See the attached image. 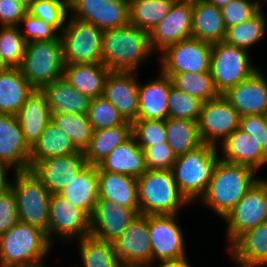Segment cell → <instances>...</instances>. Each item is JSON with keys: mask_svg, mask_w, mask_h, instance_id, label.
Here are the masks:
<instances>
[{"mask_svg": "<svg viewBox=\"0 0 267 267\" xmlns=\"http://www.w3.org/2000/svg\"><path fill=\"white\" fill-rule=\"evenodd\" d=\"M153 52L149 31L131 23L103 31L102 63L110 71L137 72Z\"/></svg>", "mask_w": 267, "mask_h": 267, "instance_id": "obj_1", "label": "cell"}, {"mask_svg": "<svg viewBox=\"0 0 267 267\" xmlns=\"http://www.w3.org/2000/svg\"><path fill=\"white\" fill-rule=\"evenodd\" d=\"M255 173L256 170L249 166L219 158L208 188L199 201L224 218L259 179L255 178Z\"/></svg>", "mask_w": 267, "mask_h": 267, "instance_id": "obj_2", "label": "cell"}, {"mask_svg": "<svg viewBox=\"0 0 267 267\" xmlns=\"http://www.w3.org/2000/svg\"><path fill=\"white\" fill-rule=\"evenodd\" d=\"M52 244L45 231L19 221L0 235V267L42 266Z\"/></svg>", "mask_w": 267, "mask_h": 267, "instance_id": "obj_3", "label": "cell"}, {"mask_svg": "<svg viewBox=\"0 0 267 267\" xmlns=\"http://www.w3.org/2000/svg\"><path fill=\"white\" fill-rule=\"evenodd\" d=\"M218 152V147L202 144L193 151L177 156L171 170L180 193L190 204L205 194L221 157Z\"/></svg>", "mask_w": 267, "mask_h": 267, "instance_id": "obj_4", "label": "cell"}, {"mask_svg": "<svg viewBox=\"0 0 267 267\" xmlns=\"http://www.w3.org/2000/svg\"><path fill=\"white\" fill-rule=\"evenodd\" d=\"M137 186L141 215H178L179 208L190 204L180 193L172 170H147L137 178Z\"/></svg>", "mask_w": 267, "mask_h": 267, "instance_id": "obj_5", "label": "cell"}, {"mask_svg": "<svg viewBox=\"0 0 267 267\" xmlns=\"http://www.w3.org/2000/svg\"><path fill=\"white\" fill-rule=\"evenodd\" d=\"M10 188L15 194L19 220L48 232L51 193L30 170L15 171Z\"/></svg>", "mask_w": 267, "mask_h": 267, "instance_id": "obj_6", "label": "cell"}, {"mask_svg": "<svg viewBox=\"0 0 267 267\" xmlns=\"http://www.w3.org/2000/svg\"><path fill=\"white\" fill-rule=\"evenodd\" d=\"M19 69L35 90L63 77L64 62L61 38L27 43Z\"/></svg>", "mask_w": 267, "mask_h": 267, "instance_id": "obj_7", "label": "cell"}, {"mask_svg": "<svg viewBox=\"0 0 267 267\" xmlns=\"http://www.w3.org/2000/svg\"><path fill=\"white\" fill-rule=\"evenodd\" d=\"M67 20L60 33L64 65L102 63L103 31L70 16Z\"/></svg>", "mask_w": 267, "mask_h": 267, "instance_id": "obj_8", "label": "cell"}, {"mask_svg": "<svg viewBox=\"0 0 267 267\" xmlns=\"http://www.w3.org/2000/svg\"><path fill=\"white\" fill-rule=\"evenodd\" d=\"M250 59L247 50L226 44L224 41L212 45L210 72L220 95L245 81L259 69Z\"/></svg>", "mask_w": 267, "mask_h": 267, "instance_id": "obj_9", "label": "cell"}, {"mask_svg": "<svg viewBox=\"0 0 267 267\" xmlns=\"http://www.w3.org/2000/svg\"><path fill=\"white\" fill-rule=\"evenodd\" d=\"M223 219L228 222V247L247 230L267 222V179H258Z\"/></svg>", "mask_w": 267, "mask_h": 267, "instance_id": "obj_10", "label": "cell"}, {"mask_svg": "<svg viewBox=\"0 0 267 267\" xmlns=\"http://www.w3.org/2000/svg\"><path fill=\"white\" fill-rule=\"evenodd\" d=\"M212 45L192 37L170 45L161 52L160 70L170 78L182 72H210Z\"/></svg>", "mask_w": 267, "mask_h": 267, "instance_id": "obj_11", "label": "cell"}, {"mask_svg": "<svg viewBox=\"0 0 267 267\" xmlns=\"http://www.w3.org/2000/svg\"><path fill=\"white\" fill-rule=\"evenodd\" d=\"M46 234L51 243L55 236L68 242L74 241L75 238L78 240L90 236L91 216L62 195L51 194Z\"/></svg>", "mask_w": 267, "mask_h": 267, "instance_id": "obj_12", "label": "cell"}, {"mask_svg": "<svg viewBox=\"0 0 267 267\" xmlns=\"http://www.w3.org/2000/svg\"><path fill=\"white\" fill-rule=\"evenodd\" d=\"M175 215H149L152 264L187 260L184 234Z\"/></svg>", "mask_w": 267, "mask_h": 267, "instance_id": "obj_13", "label": "cell"}, {"mask_svg": "<svg viewBox=\"0 0 267 267\" xmlns=\"http://www.w3.org/2000/svg\"><path fill=\"white\" fill-rule=\"evenodd\" d=\"M239 121L238 111L222 95L202 103L198 119L202 142L219 148L218 144L238 129Z\"/></svg>", "mask_w": 267, "mask_h": 267, "instance_id": "obj_14", "label": "cell"}, {"mask_svg": "<svg viewBox=\"0 0 267 267\" xmlns=\"http://www.w3.org/2000/svg\"><path fill=\"white\" fill-rule=\"evenodd\" d=\"M70 17L91 23L102 31L129 23V0H69Z\"/></svg>", "mask_w": 267, "mask_h": 267, "instance_id": "obj_15", "label": "cell"}, {"mask_svg": "<svg viewBox=\"0 0 267 267\" xmlns=\"http://www.w3.org/2000/svg\"><path fill=\"white\" fill-rule=\"evenodd\" d=\"M192 21L193 3L176 0L167 16L149 32L154 53L160 50L161 54L168 46L191 38Z\"/></svg>", "mask_w": 267, "mask_h": 267, "instance_id": "obj_16", "label": "cell"}, {"mask_svg": "<svg viewBox=\"0 0 267 267\" xmlns=\"http://www.w3.org/2000/svg\"><path fill=\"white\" fill-rule=\"evenodd\" d=\"M139 214L140 208L123 207L110 200L98 198L91 216V235L113 242Z\"/></svg>", "mask_w": 267, "mask_h": 267, "instance_id": "obj_17", "label": "cell"}, {"mask_svg": "<svg viewBox=\"0 0 267 267\" xmlns=\"http://www.w3.org/2000/svg\"><path fill=\"white\" fill-rule=\"evenodd\" d=\"M83 152L38 161L31 170L51 194H59L87 166Z\"/></svg>", "mask_w": 267, "mask_h": 267, "instance_id": "obj_18", "label": "cell"}, {"mask_svg": "<svg viewBox=\"0 0 267 267\" xmlns=\"http://www.w3.org/2000/svg\"><path fill=\"white\" fill-rule=\"evenodd\" d=\"M31 147L16 115L0 114V165L15 171L30 170Z\"/></svg>", "mask_w": 267, "mask_h": 267, "instance_id": "obj_19", "label": "cell"}, {"mask_svg": "<svg viewBox=\"0 0 267 267\" xmlns=\"http://www.w3.org/2000/svg\"><path fill=\"white\" fill-rule=\"evenodd\" d=\"M113 246L121 262L152 264L149 215L139 214L113 241Z\"/></svg>", "mask_w": 267, "mask_h": 267, "instance_id": "obj_20", "label": "cell"}, {"mask_svg": "<svg viewBox=\"0 0 267 267\" xmlns=\"http://www.w3.org/2000/svg\"><path fill=\"white\" fill-rule=\"evenodd\" d=\"M136 72L110 71L104 87L107 100L128 122L137 120L139 110V81Z\"/></svg>", "mask_w": 267, "mask_h": 267, "instance_id": "obj_21", "label": "cell"}, {"mask_svg": "<svg viewBox=\"0 0 267 267\" xmlns=\"http://www.w3.org/2000/svg\"><path fill=\"white\" fill-rule=\"evenodd\" d=\"M222 96L240 116L263 115L267 110V77L258 69L245 81L229 88Z\"/></svg>", "mask_w": 267, "mask_h": 267, "instance_id": "obj_22", "label": "cell"}, {"mask_svg": "<svg viewBox=\"0 0 267 267\" xmlns=\"http://www.w3.org/2000/svg\"><path fill=\"white\" fill-rule=\"evenodd\" d=\"M159 76L149 83L139 82V110L137 120H167L168 99L172 79L161 70Z\"/></svg>", "mask_w": 267, "mask_h": 267, "instance_id": "obj_23", "label": "cell"}, {"mask_svg": "<svg viewBox=\"0 0 267 267\" xmlns=\"http://www.w3.org/2000/svg\"><path fill=\"white\" fill-rule=\"evenodd\" d=\"M227 249L236 266H267V222L241 234Z\"/></svg>", "mask_w": 267, "mask_h": 267, "instance_id": "obj_24", "label": "cell"}, {"mask_svg": "<svg viewBox=\"0 0 267 267\" xmlns=\"http://www.w3.org/2000/svg\"><path fill=\"white\" fill-rule=\"evenodd\" d=\"M97 167L100 170L140 177L147 171L144 150L131 135L126 141L115 147Z\"/></svg>", "mask_w": 267, "mask_h": 267, "instance_id": "obj_25", "label": "cell"}, {"mask_svg": "<svg viewBox=\"0 0 267 267\" xmlns=\"http://www.w3.org/2000/svg\"><path fill=\"white\" fill-rule=\"evenodd\" d=\"M220 145L223 154L221 159L227 162L246 165L256 171L267 163V154L254 137L240 129H236Z\"/></svg>", "mask_w": 267, "mask_h": 267, "instance_id": "obj_26", "label": "cell"}, {"mask_svg": "<svg viewBox=\"0 0 267 267\" xmlns=\"http://www.w3.org/2000/svg\"><path fill=\"white\" fill-rule=\"evenodd\" d=\"M51 114H88L91 99L73 88L64 77L46 85L41 90Z\"/></svg>", "mask_w": 267, "mask_h": 267, "instance_id": "obj_27", "label": "cell"}, {"mask_svg": "<svg viewBox=\"0 0 267 267\" xmlns=\"http://www.w3.org/2000/svg\"><path fill=\"white\" fill-rule=\"evenodd\" d=\"M26 142L32 148L51 120L45 94L35 90L16 114Z\"/></svg>", "mask_w": 267, "mask_h": 267, "instance_id": "obj_28", "label": "cell"}, {"mask_svg": "<svg viewBox=\"0 0 267 267\" xmlns=\"http://www.w3.org/2000/svg\"><path fill=\"white\" fill-rule=\"evenodd\" d=\"M99 198L123 207L139 208L137 178L100 170L97 167Z\"/></svg>", "mask_w": 267, "mask_h": 267, "instance_id": "obj_29", "label": "cell"}, {"mask_svg": "<svg viewBox=\"0 0 267 267\" xmlns=\"http://www.w3.org/2000/svg\"><path fill=\"white\" fill-rule=\"evenodd\" d=\"M110 70L103 63L64 65L63 77L71 86L90 99L104 94Z\"/></svg>", "mask_w": 267, "mask_h": 267, "instance_id": "obj_30", "label": "cell"}, {"mask_svg": "<svg viewBox=\"0 0 267 267\" xmlns=\"http://www.w3.org/2000/svg\"><path fill=\"white\" fill-rule=\"evenodd\" d=\"M191 35L211 44L224 41L226 25L222 10L207 1L193 3Z\"/></svg>", "mask_w": 267, "mask_h": 267, "instance_id": "obj_31", "label": "cell"}, {"mask_svg": "<svg viewBox=\"0 0 267 267\" xmlns=\"http://www.w3.org/2000/svg\"><path fill=\"white\" fill-rule=\"evenodd\" d=\"M34 91L19 67L0 72V114L16 115Z\"/></svg>", "mask_w": 267, "mask_h": 267, "instance_id": "obj_32", "label": "cell"}, {"mask_svg": "<svg viewBox=\"0 0 267 267\" xmlns=\"http://www.w3.org/2000/svg\"><path fill=\"white\" fill-rule=\"evenodd\" d=\"M59 194L92 216L99 198L97 166L88 164Z\"/></svg>", "mask_w": 267, "mask_h": 267, "instance_id": "obj_33", "label": "cell"}, {"mask_svg": "<svg viewBox=\"0 0 267 267\" xmlns=\"http://www.w3.org/2000/svg\"><path fill=\"white\" fill-rule=\"evenodd\" d=\"M79 153L69 136L50 120L31 148L30 169L41 160L50 157L67 156Z\"/></svg>", "mask_w": 267, "mask_h": 267, "instance_id": "obj_34", "label": "cell"}, {"mask_svg": "<svg viewBox=\"0 0 267 267\" xmlns=\"http://www.w3.org/2000/svg\"><path fill=\"white\" fill-rule=\"evenodd\" d=\"M132 135V123L100 129L93 132L88 148L84 151L87 164L97 166L111 151Z\"/></svg>", "mask_w": 267, "mask_h": 267, "instance_id": "obj_35", "label": "cell"}, {"mask_svg": "<svg viewBox=\"0 0 267 267\" xmlns=\"http://www.w3.org/2000/svg\"><path fill=\"white\" fill-rule=\"evenodd\" d=\"M167 143L179 156L200 147L202 142L198 121L168 118L165 120Z\"/></svg>", "mask_w": 267, "mask_h": 267, "instance_id": "obj_36", "label": "cell"}, {"mask_svg": "<svg viewBox=\"0 0 267 267\" xmlns=\"http://www.w3.org/2000/svg\"><path fill=\"white\" fill-rule=\"evenodd\" d=\"M176 0H129V23L149 31L160 23Z\"/></svg>", "mask_w": 267, "mask_h": 267, "instance_id": "obj_37", "label": "cell"}, {"mask_svg": "<svg viewBox=\"0 0 267 267\" xmlns=\"http://www.w3.org/2000/svg\"><path fill=\"white\" fill-rule=\"evenodd\" d=\"M267 17L262 9L252 18L226 29V44L249 51L250 47L262 41L266 34Z\"/></svg>", "mask_w": 267, "mask_h": 267, "instance_id": "obj_38", "label": "cell"}, {"mask_svg": "<svg viewBox=\"0 0 267 267\" xmlns=\"http://www.w3.org/2000/svg\"><path fill=\"white\" fill-rule=\"evenodd\" d=\"M83 267H117L119 258L113 242L103 241L92 235L78 239Z\"/></svg>", "mask_w": 267, "mask_h": 267, "instance_id": "obj_39", "label": "cell"}, {"mask_svg": "<svg viewBox=\"0 0 267 267\" xmlns=\"http://www.w3.org/2000/svg\"><path fill=\"white\" fill-rule=\"evenodd\" d=\"M51 120L69 136L75 148L84 153L91 142L94 132L88 115L51 114Z\"/></svg>", "mask_w": 267, "mask_h": 267, "instance_id": "obj_40", "label": "cell"}, {"mask_svg": "<svg viewBox=\"0 0 267 267\" xmlns=\"http://www.w3.org/2000/svg\"><path fill=\"white\" fill-rule=\"evenodd\" d=\"M171 79L175 87L192 95L203 103L220 96L215 88L211 72L197 74L186 72L176 73Z\"/></svg>", "mask_w": 267, "mask_h": 267, "instance_id": "obj_41", "label": "cell"}, {"mask_svg": "<svg viewBox=\"0 0 267 267\" xmlns=\"http://www.w3.org/2000/svg\"><path fill=\"white\" fill-rule=\"evenodd\" d=\"M69 0H34L27 10L32 16L42 19L48 26H55L60 32L68 18Z\"/></svg>", "mask_w": 267, "mask_h": 267, "instance_id": "obj_42", "label": "cell"}, {"mask_svg": "<svg viewBox=\"0 0 267 267\" xmlns=\"http://www.w3.org/2000/svg\"><path fill=\"white\" fill-rule=\"evenodd\" d=\"M27 42L21 34L20 26L0 28V52L11 67H19L25 54Z\"/></svg>", "mask_w": 267, "mask_h": 267, "instance_id": "obj_43", "label": "cell"}, {"mask_svg": "<svg viewBox=\"0 0 267 267\" xmlns=\"http://www.w3.org/2000/svg\"><path fill=\"white\" fill-rule=\"evenodd\" d=\"M87 115L94 131L124 125L127 122L103 96L91 99Z\"/></svg>", "mask_w": 267, "mask_h": 267, "instance_id": "obj_44", "label": "cell"}, {"mask_svg": "<svg viewBox=\"0 0 267 267\" xmlns=\"http://www.w3.org/2000/svg\"><path fill=\"white\" fill-rule=\"evenodd\" d=\"M202 103L199 99L171 85L168 99L170 118L198 121Z\"/></svg>", "mask_w": 267, "mask_h": 267, "instance_id": "obj_45", "label": "cell"}, {"mask_svg": "<svg viewBox=\"0 0 267 267\" xmlns=\"http://www.w3.org/2000/svg\"><path fill=\"white\" fill-rule=\"evenodd\" d=\"M132 135L145 150L153 145L167 142L164 120H136L132 123Z\"/></svg>", "mask_w": 267, "mask_h": 267, "instance_id": "obj_46", "label": "cell"}, {"mask_svg": "<svg viewBox=\"0 0 267 267\" xmlns=\"http://www.w3.org/2000/svg\"><path fill=\"white\" fill-rule=\"evenodd\" d=\"M259 2L260 0H232L222 7L221 10L226 29L241 24L256 15L262 7V4L260 5Z\"/></svg>", "mask_w": 267, "mask_h": 267, "instance_id": "obj_47", "label": "cell"}, {"mask_svg": "<svg viewBox=\"0 0 267 267\" xmlns=\"http://www.w3.org/2000/svg\"><path fill=\"white\" fill-rule=\"evenodd\" d=\"M19 25H24L25 27V32L21 31V34L27 43L51 41L60 38V32H57L59 30L55 26L46 25L42 19L32 16L28 12L20 20Z\"/></svg>", "mask_w": 267, "mask_h": 267, "instance_id": "obj_48", "label": "cell"}, {"mask_svg": "<svg viewBox=\"0 0 267 267\" xmlns=\"http://www.w3.org/2000/svg\"><path fill=\"white\" fill-rule=\"evenodd\" d=\"M147 170H171L177 155L167 142L144 150Z\"/></svg>", "mask_w": 267, "mask_h": 267, "instance_id": "obj_49", "label": "cell"}, {"mask_svg": "<svg viewBox=\"0 0 267 267\" xmlns=\"http://www.w3.org/2000/svg\"><path fill=\"white\" fill-rule=\"evenodd\" d=\"M17 201L11 188L0 194V235L19 222Z\"/></svg>", "mask_w": 267, "mask_h": 267, "instance_id": "obj_50", "label": "cell"}, {"mask_svg": "<svg viewBox=\"0 0 267 267\" xmlns=\"http://www.w3.org/2000/svg\"><path fill=\"white\" fill-rule=\"evenodd\" d=\"M238 129L254 137L267 154V124L263 115L240 116Z\"/></svg>", "mask_w": 267, "mask_h": 267, "instance_id": "obj_51", "label": "cell"}, {"mask_svg": "<svg viewBox=\"0 0 267 267\" xmlns=\"http://www.w3.org/2000/svg\"><path fill=\"white\" fill-rule=\"evenodd\" d=\"M27 9L15 0H0V26H18Z\"/></svg>", "mask_w": 267, "mask_h": 267, "instance_id": "obj_52", "label": "cell"}, {"mask_svg": "<svg viewBox=\"0 0 267 267\" xmlns=\"http://www.w3.org/2000/svg\"><path fill=\"white\" fill-rule=\"evenodd\" d=\"M8 169L9 167L0 165V194L4 193L7 189L10 188V182L11 180L8 175Z\"/></svg>", "mask_w": 267, "mask_h": 267, "instance_id": "obj_53", "label": "cell"}, {"mask_svg": "<svg viewBox=\"0 0 267 267\" xmlns=\"http://www.w3.org/2000/svg\"><path fill=\"white\" fill-rule=\"evenodd\" d=\"M189 260H181L175 262H160L156 267H191Z\"/></svg>", "mask_w": 267, "mask_h": 267, "instance_id": "obj_54", "label": "cell"}, {"mask_svg": "<svg viewBox=\"0 0 267 267\" xmlns=\"http://www.w3.org/2000/svg\"><path fill=\"white\" fill-rule=\"evenodd\" d=\"M151 264L147 263H133V262H119L117 267H151Z\"/></svg>", "mask_w": 267, "mask_h": 267, "instance_id": "obj_55", "label": "cell"}, {"mask_svg": "<svg viewBox=\"0 0 267 267\" xmlns=\"http://www.w3.org/2000/svg\"><path fill=\"white\" fill-rule=\"evenodd\" d=\"M232 0H207L208 3L213 4L220 9L230 3Z\"/></svg>", "mask_w": 267, "mask_h": 267, "instance_id": "obj_56", "label": "cell"}, {"mask_svg": "<svg viewBox=\"0 0 267 267\" xmlns=\"http://www.w3.org/2000/svg\"><path fill=\"white\" fill-rule=\"evenodd\" d=\"M9 68H11V66L4 60V58L0 52V72L6 71Z\"/></svg>", "mask_w": 267, "mask_h": 267, "instance_id": "obj_57", "label": "cell"}, {"mask_svg": "<svg viewBox=\"0 0 267 267\" xmlns=\"http://www.w3.org/2000/svg\"><path fill=\"white\" fill-rule=\"evenodd\" d=\"M15 1H17L19 4H21L22 6H24L28 10L31 6V3L34 0H15Z\"/></svg>", "mask_w": 267, "mask_h": 267, "instance_id": "obj_58", "label": "cell"}, {"mask_svg": "<svg viewBox=\"0 0 267 267\" xmlns=\"http://www.w3.org/2000/svg\"><path fill=\"white\" fill-rule=\"evenodd\" d=\"M189 3H197V2H204V1H207V0H185Z\"/></svg>", "mask_w": 267, "mask_h": 267, "instance_id": "obj_59", "label": "cell"}, {"mask_svg": "<svg viewBox=\"0 0 267 267\" xmlns=\"http://www.w3.org/2000/svg\"><path fill=\"white\" fill-rule=\"evenodd\" d=\"M263 116H264V118H265V122H266V124H267V110L264 112Z\"/></svg>", "mask_w": 267, "mask_h": 267, "instance_id": "obj_60", "label": "cell"}]
</instances>
